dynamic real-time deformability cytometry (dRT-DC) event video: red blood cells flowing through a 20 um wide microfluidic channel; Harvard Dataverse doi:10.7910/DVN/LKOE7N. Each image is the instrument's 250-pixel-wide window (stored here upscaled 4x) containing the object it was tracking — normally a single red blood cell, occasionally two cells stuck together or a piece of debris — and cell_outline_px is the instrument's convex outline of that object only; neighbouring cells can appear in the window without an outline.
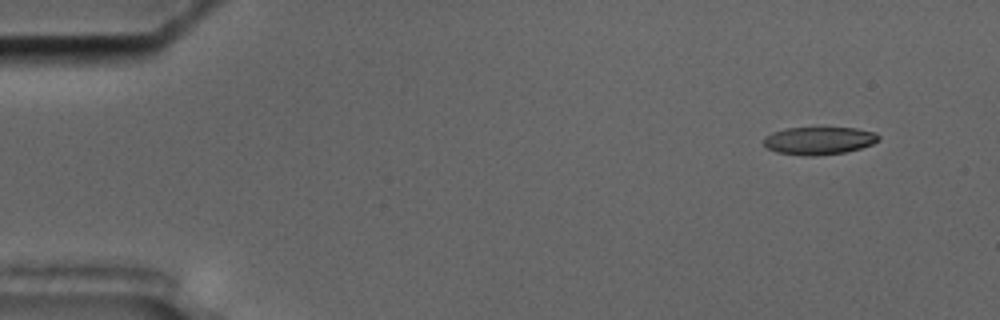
{"species": "common noctule bat (a hibernating species)", "species_latin": "Nyctalus noctula", "temperature_condition": "cold", "stored_images_in_passage": 54, "camera_frame_rate_fps": 3000, "um_per_image_px": 0.085, "animal": {"sex": "male", "body_mass_g": 17.5, "forearm_length_mm": 52.3}, "frame": {"image": 1, "passage_image": 2, "time_ms": 0.333, "image_size_px": [1000, 320], "cell_outline_px": [[880, 140], [872, 144], [860, 148], [844, 152], [816, 156], [804, 156], [776, 152], [768, 148], [764, 144], [764, 136], [772, 132], [784, 128], [856, 128], [876, 132], [880, 136]], "centroid_in_image_um": [69.61, 11.95], "position_along_channel_um": 15.4, "area_um2": 18.67}}
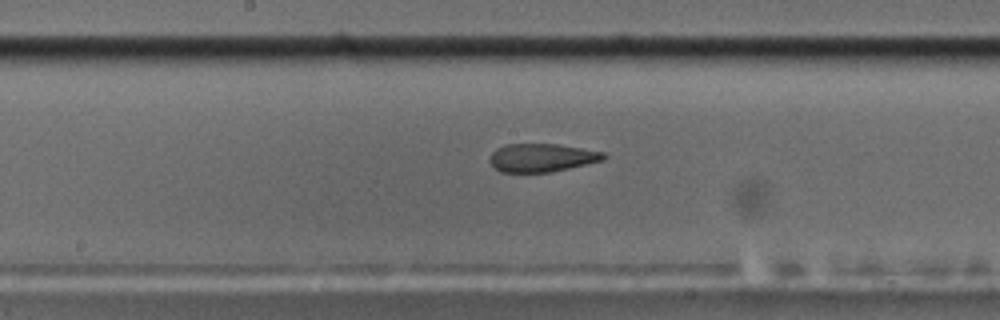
{"frame": {"image": 2, "passage_image": 27, "time_ms": 8.667, "image_size_px": [1000, 320], "cell_outline_px": [[608, 156], [604, 160], [552, 172], [500, 172], [488, 160], [492, 152], [496, 148], [504, 144], [556, 144], [604, 152]], "centroid_in_image_um": [46.04, 13.4], "position_along_channel_um": 202.2, "area_um2": 18.79}}
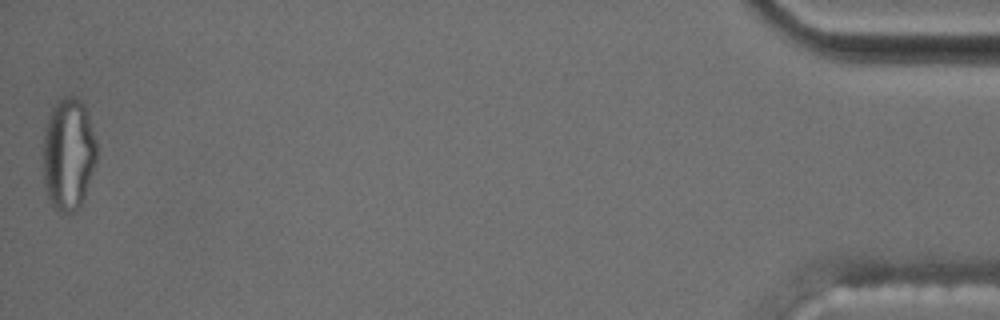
{"frame": {"image": 3, "passage_image": 54, "time_ms": 17.667, "image_size_px": [1000, 320], "cell_outline_px": [[96, 160], [84, 196], [80, 204], [72, 212], [60, 216], [52, 204], [48, 196], [44, 180], [44, 136], [48, 120], [52, 108], [64, 96], [76, 96], [84, 104], [88, 112], [96, 140]], "centroid_in_image_um": [5.83, 13.1], "position_along_channel_um": 429.4, "area_um2": 34.8}, "authors_computed_cell_mechanics": {"area_um2": 20.2878, "velocity_mm_per_s": 3.5495, "shape_relaxation_time_tau1_ms": null, "shape_relaxation_time_tau2_ms": 2.2267, "deformation_change_tau1": null, "deformation_change_tau2": 0.1151}}